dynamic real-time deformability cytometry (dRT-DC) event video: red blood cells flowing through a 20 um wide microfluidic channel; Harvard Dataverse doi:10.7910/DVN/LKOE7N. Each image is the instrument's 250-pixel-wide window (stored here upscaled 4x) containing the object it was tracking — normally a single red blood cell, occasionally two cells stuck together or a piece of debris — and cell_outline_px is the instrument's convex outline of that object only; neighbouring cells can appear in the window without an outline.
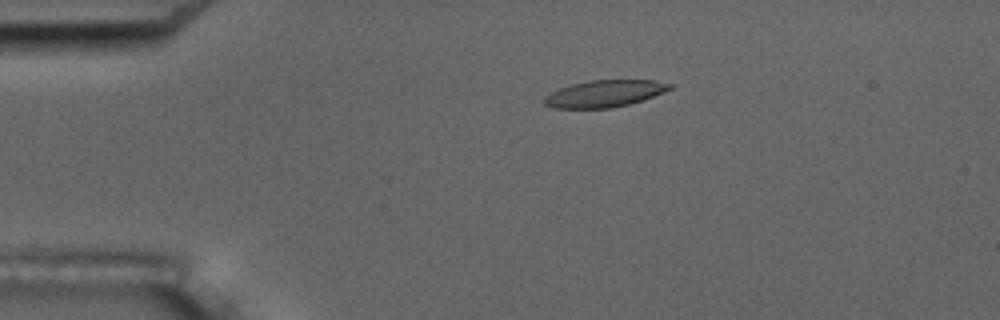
{"species": "common noctule bat (a hibernating species)", "species_latin": "Nyctalus noctula", "temperature_condition": "room temperature", "stored_images_in_passage": 7, "camera_frame_rate_fps": 3000, "um_per_image_px": 0.085, "animal": {"sex": "male", "body_mass_g": 17.5, "forearm_length_mm": 52.3}, "frame": {"image": 1, "passage_image": 4, "time_ms": 3.333, "image_size_px": [1000, 320], "cell_outline_px": [[676, 84], [672, 88], [664, 92], [644, 100], [612, 108], [556, 108], [544, 104], [544, 96], [560, 88], [572, 84], [588, 80], [656, 80]], "centroid_in_image_um": [51.44, 7.95], "position_along_channel_um": 33.6, "area_um2": 19.77}}